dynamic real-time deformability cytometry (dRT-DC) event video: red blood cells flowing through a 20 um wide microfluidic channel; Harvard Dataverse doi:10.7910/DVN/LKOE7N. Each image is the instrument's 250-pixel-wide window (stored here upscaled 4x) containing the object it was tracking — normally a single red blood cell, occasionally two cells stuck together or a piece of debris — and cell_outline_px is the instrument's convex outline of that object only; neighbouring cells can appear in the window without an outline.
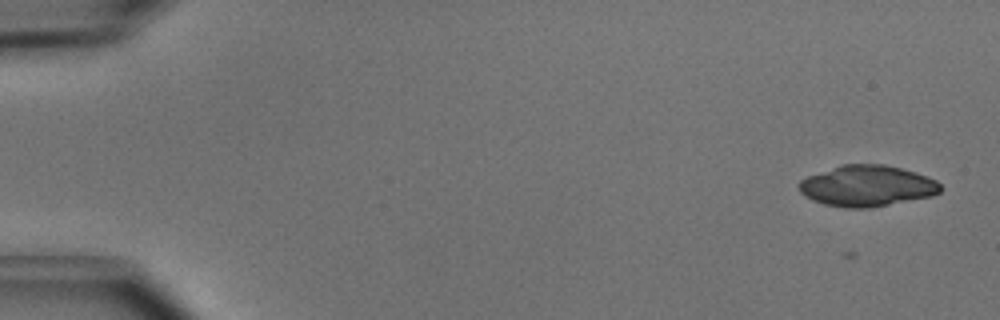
{"species": "common noctule bat (a hibernating species)", "species_latin": "Nyctalus noctula", "temperature_condition": "cold", "stored_images_in_passage": 6, "camera_frame_rate_fps": 3000, "um_per_image_px": 0.085, "animal": {"sex": "male", "body_mass_g": 15.6}, "frame": {"image": 1, "passage_image": 1, "time_ms": 0.0, "image_size_px": [1000, 320], "cell_outline_px": [[944, 188], [940, 192], [932, 196], [868, 208], [844, 208], [824, 204], [812, 200], [804, 196], [800, 192], [800, 180], [808, 176], [840, 164], [884, 164], [900, 168], [936, 180]], "centroid_in_image_um": [73.68, 15.8], "position_along_channel_um": 11.3, "area_um2": 33.7}}
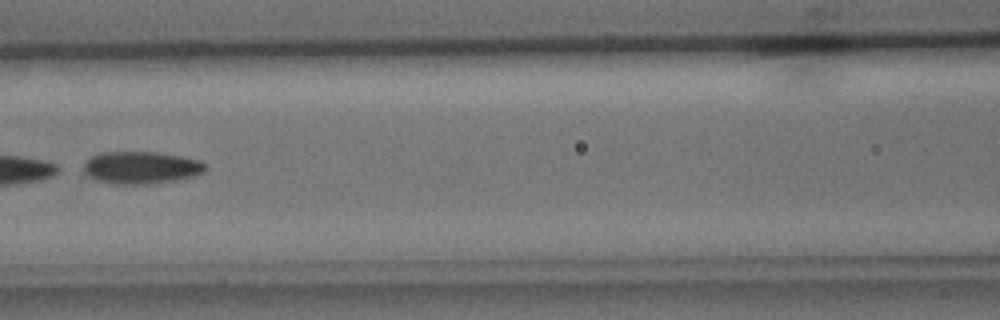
{"frame": {"image": 2, "passage_image": 6, "time_ms": 1.667, "image_size_px": [1000, 320], "cell_outline_px": [[208, 168], [204, 172], [196, 176], [176, 180], [144, 184], [112, 184], [96, 180], [88, 176], [84, 172], [84, 160], [100, 152], [156, 152], [180, 156], [200, 160]], "centroid_in_image_um": [11.98, 14.24], "position_along_channel_um": 154.6, "area_um2": 23.12}}